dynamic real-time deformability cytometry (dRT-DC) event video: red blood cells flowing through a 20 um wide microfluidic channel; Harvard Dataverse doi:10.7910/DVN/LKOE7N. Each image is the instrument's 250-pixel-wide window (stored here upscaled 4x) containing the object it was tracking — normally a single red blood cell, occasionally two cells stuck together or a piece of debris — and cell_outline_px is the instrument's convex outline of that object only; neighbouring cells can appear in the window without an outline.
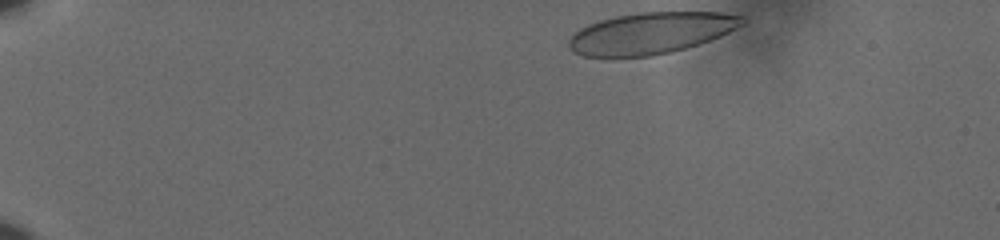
{"species": "human", "species_latin": "Homo sapiens", "temperature_condition": "cold", "stored_images_in_passage": 42, "camera_frame_rate_fps": 3000, "um_per_image_px": 0.085, "donor": {"sex": "male"}, "frame": {"image": 1, "passage_image": 1, "time_ms": 0.0, "image_size_px": [1000, 240], "cell_outline_px": [[744, 24], [720, 36], [684, 48], [652, 56], [584, 56], [572, 52], [568, 48], [568, 40], [580, 28], [588, 24], [600, 20], [616, 16], [640, 12], [720, 12], [744, 16]], "centroid_in_image_um": [55.3, 2.8], "position_along_channel_um": 29.7, "area_um2": 41.56}}
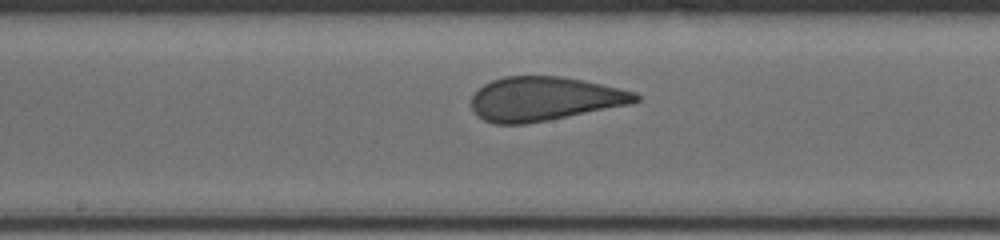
{"frame": {"image": 2, "passage_image": 24, "time_ms": 7.667, "image_size_px": [1000, 240], "cell_outline_px": [[640, 100], [628, 104], [548, 120], [524, 124], [492, 124], [484, 120], [472, 108], [472, 96], [484, 84], [492, 80], [504, 76], [564, 76], [584, 80], [636, 92], [640, 96]], "centroid_in_image_um": [46.26, 8.39], "position_along_channel_um": 201.9, "area_um2": 41.79}}
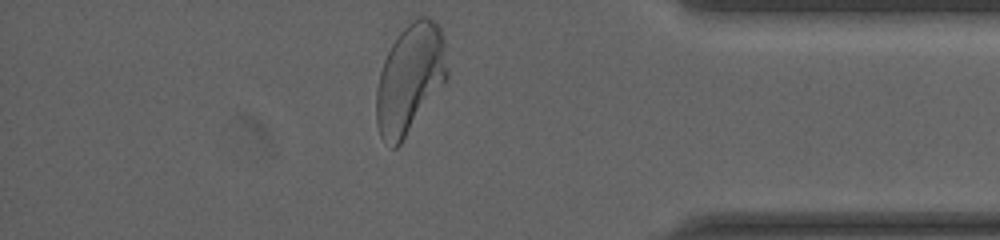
{"frame": {"image": 3, "passage_image": 42, "time_ms": 13.667, "image_size_px": [1000, 240], "cell_outline_px": [[448, 80], [400, 144], [396, 148], [392, 148], [380, 136], [376, 124], [376, 88], [380, 72], [384, 60], [392, 44], [400, 32], [412, 20], [420, 16], [428, 16], [440, 28], [444, 36], [448, 72]], "centroid_in_image_um": [34.86, 6.7], "position_along_channel_um": 400.3, "area_um2": 45.37}, "authors_computed_cell_mechanics": {"area_um2": 42.2229, "velocity_mm_per_s": 3.6198, "shape_relaxation_time_tau1_ms": 6.6004, "shape_relaxation_time_tau2_ms": null, "deformation_change_tau1": 0.1752, "deformation_change_tau2": null}}